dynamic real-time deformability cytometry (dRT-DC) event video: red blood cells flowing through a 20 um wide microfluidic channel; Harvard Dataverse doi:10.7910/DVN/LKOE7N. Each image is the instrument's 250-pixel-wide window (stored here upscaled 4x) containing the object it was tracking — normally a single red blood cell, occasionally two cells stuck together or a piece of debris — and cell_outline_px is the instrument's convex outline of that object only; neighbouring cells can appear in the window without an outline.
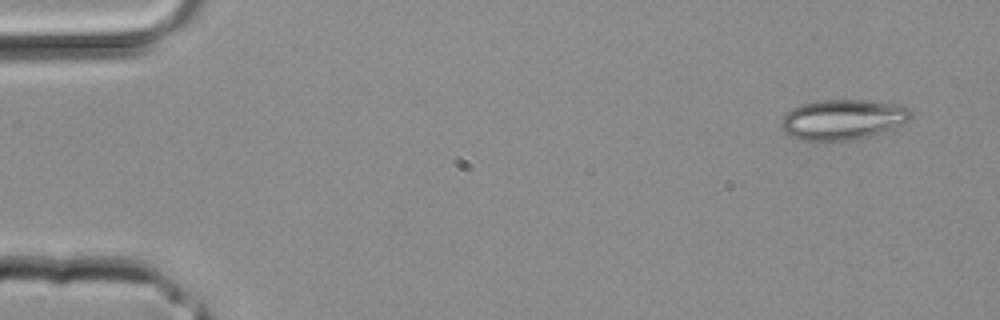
{"species": "common noctule bat (a hibernating species)", "species_latin": "Nyctalus noctula", "temperature_condition": "room temperature", "stored_images_in_passage": 4, "camera_frame_rate_fps": 3000, "um_per_image_px": 0.085, "animal": {"sex": "male", "body_mass_g": 20.4}, "frame": {"image": 1, "passage_image": 1, "time_ms": 0.0, "image_size_px": [1000, 320], "cell_outline_px": [[912, 116], [908, 120], [880, 132], [856, 140], [828, 144], [800, 140], [788, 136], [784, 132], [780, 124], [780, 120], [792, 108], [804, 104], [820, 100], [868, 100], [900, 104], [912, 108]], "centroid_in_image_um": [71.59, 10.2], "position_along_channel_um": 13.4, "area_um2": 31.15}}